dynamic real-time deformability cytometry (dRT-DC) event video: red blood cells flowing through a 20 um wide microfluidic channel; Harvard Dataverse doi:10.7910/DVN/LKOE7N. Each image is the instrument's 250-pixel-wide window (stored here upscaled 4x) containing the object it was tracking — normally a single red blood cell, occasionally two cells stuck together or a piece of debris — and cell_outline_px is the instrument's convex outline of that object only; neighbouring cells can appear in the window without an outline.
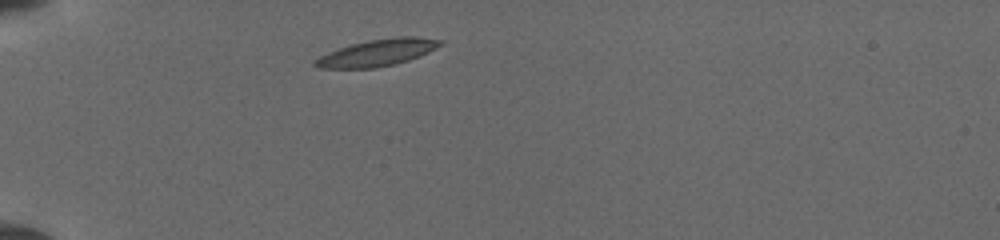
{"species": "common noctule bat (a hibernating species)", "species_latin": "Nyctalus noctula", "temperature_condition": "cold", "stored_images_in_passage": 4, "camera_frame_rate_fps": 3000, "um_per_image_px": 0.085, "animal": {"sex": "female", "body_mass_g": 19.5, "forearm_length_mm": 54.1}, "frame": {"image": 1, "passage_image": 1, "time_ms": 0.0, "image_size_px": [1000, 240], "cell_outline_px": [[444, 44], [420, 56], [408, 60], [376, 68], [316, 68], [312, 64], [320, 56], [328, 52], [352, 44], [368, 40], [400, 36], [416, 36], [444, 40]], "centroid_in_image_um": [32.11, 4.47], "position_along_channel_um": 52.9, "area_um2": 19.48}}
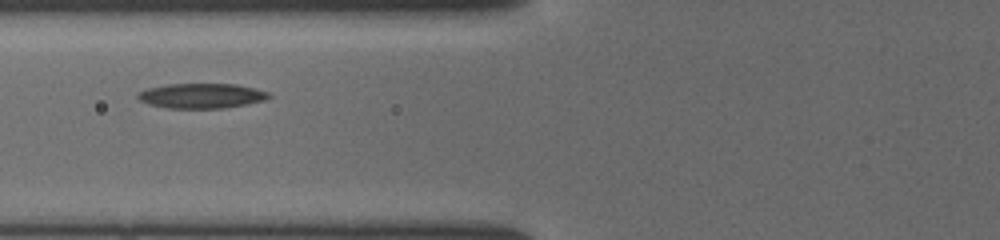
{"frame": {"image": 2, "passage_image": 3, "time_ms": 2.0, "image_size_px": [1000, 240], "cell_outline_px": [[272, 96], [264, 100], [224, 108], [164, 108], [148, 104], [140, 100], [136, 96], [136, 92], [148, 88], [168, 84], [236, 84], [256, 88], [268, 92]], "centroid_in_image_um": [17.09, 8.14], "position_along_channel_um": 108.7, "area_um2": 19.07}}
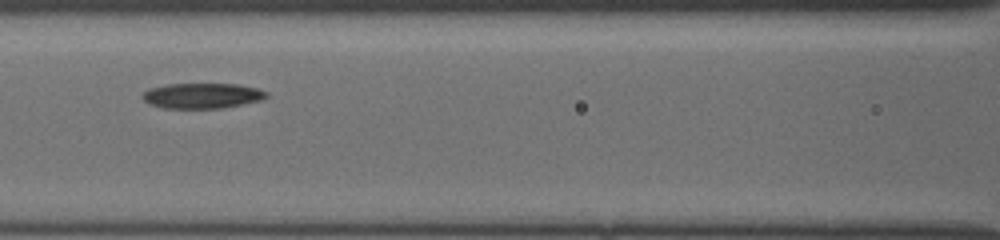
{"frame": {"image": 3, "passage_image": 4, "time_ms": 3.0, "image_size_px": [1000, 240], "cell_outline_px": [[268, 96], [264, 100], [220, 108], [164, 108], [148, 104], [140, 96], [148, 88], [168, 84], [240, 84], [256, 88], [268, 92]], "centroid_in_image_um": [17.18, 8.13], "position_along_channel_um": 149.4, "area_um2": 18.44}}